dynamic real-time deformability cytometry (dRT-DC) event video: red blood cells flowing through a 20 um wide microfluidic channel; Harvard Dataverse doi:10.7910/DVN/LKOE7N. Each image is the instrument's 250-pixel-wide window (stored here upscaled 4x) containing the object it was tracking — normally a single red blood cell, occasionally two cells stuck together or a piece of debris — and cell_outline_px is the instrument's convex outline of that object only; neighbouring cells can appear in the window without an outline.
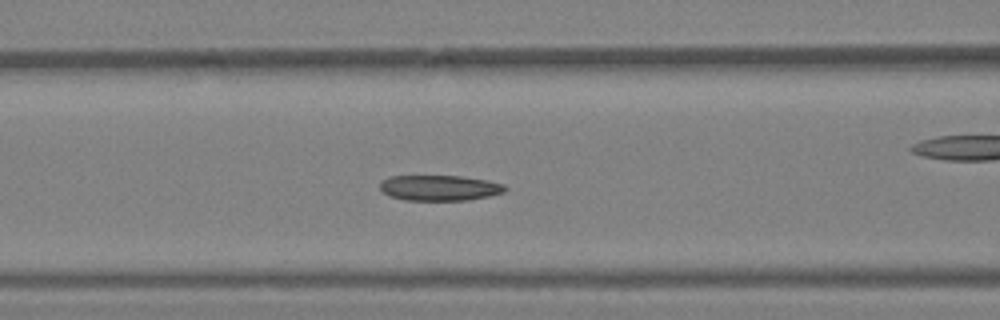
{"species": "Egyptian fruit bat (a non-hibernating species)", "species_latin": "Rousettus aegyptiacus", "temperature_condition": "warm", "stored_images_in_passage": 23, "camera_frame_rate_fps": 3000, "um_per_image_px": 0.085, "animal": {"sex": "female"}, "frame": {"image": 1, "passage_image": 4, "time_ms": 1.0, "image_size_px": [1000, 320], "cell_outline_px": [[508, 188], [504, 192], [488, 196], [468, 200], [404, 200], [388, 196], [380, 188], [380, 180], [388, 176], [460, 176], [488, 180], [504, 184]], "centroid_in_image_um": [37.34, 15.96], "position_along_channel_um": 129.3, "area_um2": 18.73}}